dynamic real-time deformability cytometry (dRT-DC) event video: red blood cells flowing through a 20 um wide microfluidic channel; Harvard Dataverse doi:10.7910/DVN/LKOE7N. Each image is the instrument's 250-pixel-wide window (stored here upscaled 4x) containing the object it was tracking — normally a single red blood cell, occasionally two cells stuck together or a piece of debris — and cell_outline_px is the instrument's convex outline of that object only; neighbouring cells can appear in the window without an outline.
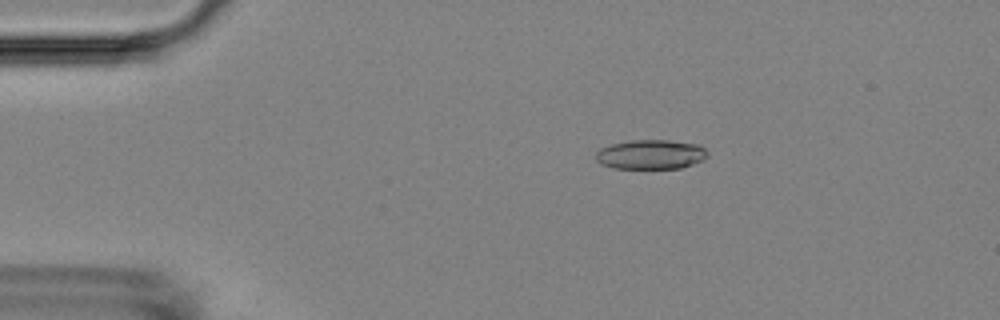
{"species": "Egyptian fruit bat (a non-hibernating species)", "species_latin": "Rousettus aegyptiacus", "temperature_condition": "room temperature", "stored_images_in_passage": 5, "camera_frame_rate_fps": 3000, "um_per_image_px": 0.085, "animal": {"sex": "female"}, "frame": {"image": 1, "passage_image": 3, "time_ms": 2.667, "image_size_px": [1000, 320], "cell_outline_px": [[708, 156], [704, 160], [680, 168], [612, 168], [600, 164], [596, 160], [596, 152], [600, 148], [612, 144], [632, 140], [668, 140], [700, 144], [708, 152]], "centroid_in_image_um": [55.33, 13.12], "position_along_channel_um": 29.7, "area_um2": 19.31}}